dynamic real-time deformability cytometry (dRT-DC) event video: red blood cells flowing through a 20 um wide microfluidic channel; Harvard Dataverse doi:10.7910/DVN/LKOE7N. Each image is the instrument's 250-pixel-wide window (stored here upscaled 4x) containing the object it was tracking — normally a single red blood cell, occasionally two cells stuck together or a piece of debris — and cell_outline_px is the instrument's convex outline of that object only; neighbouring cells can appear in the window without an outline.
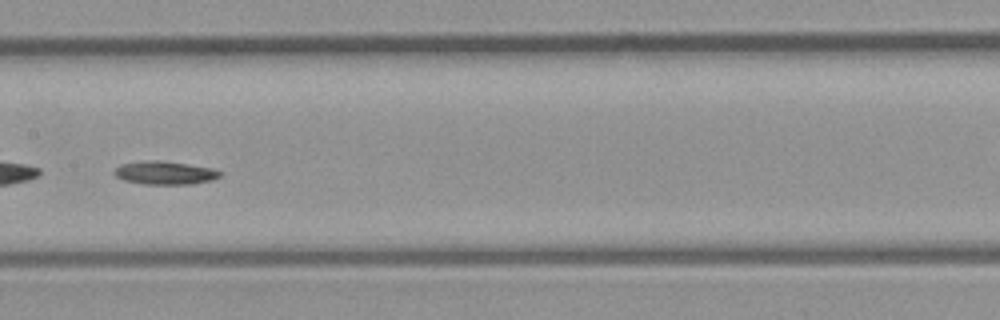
{"species": "common noctule bat (a hibernating species)", "species_latin": "Nyctalus noctula", "temperature_condition": "room temperature", "stored_images_in_passage": 30, "camera_frame_rate_fps": 3000, "um_per_image_px": 0.085, "animal": {"sex": "male", "body_mass_g": 23.1, "forearm_length_mm": 52.7}, "frame": {"image": 1, "passage_image": 9, "time_ms": 2.667, "image_size_px": [1000, 320], "cell_outline_px": [[220, 176], [212, 180], [192, 184], [144, 184], [124, 180], [116, 176], [112, 172], [120, 164], [148, 160], [160, 160], [188, 164], [212, 168], [220, 172]], "centroid_in_image_um": [13.99, 14.69], "position_along_channel_um": 193.4, "area_um2": 14.28}}